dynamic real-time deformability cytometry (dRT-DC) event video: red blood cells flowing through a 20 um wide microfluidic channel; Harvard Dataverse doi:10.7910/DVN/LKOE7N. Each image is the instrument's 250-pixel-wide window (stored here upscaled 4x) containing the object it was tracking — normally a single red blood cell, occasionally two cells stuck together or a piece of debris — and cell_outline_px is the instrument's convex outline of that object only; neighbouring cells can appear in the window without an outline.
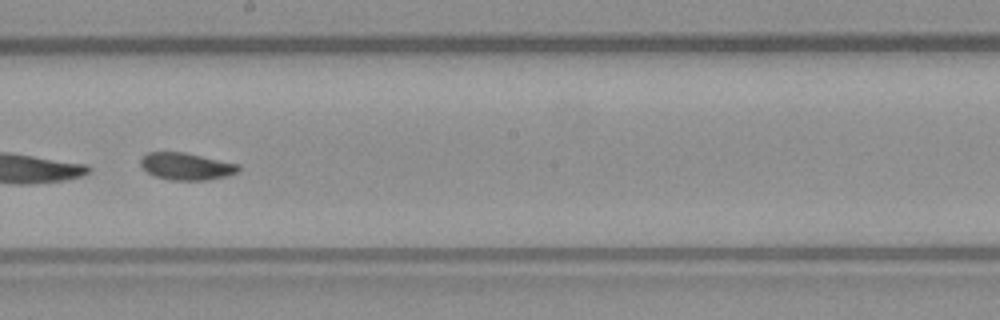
{"species": "common noctule bat (a hibernating species)", "species_latin": "Nyctalus noctula", "temperature_condition": "warm", "stored_images_in_passage": 9, "camera_frame_rate_fps": 3000, "um_per_image_px": 0.085, "animal": {"sex": "male", "body_mass_g": 23.1, "forearm_length_mm": 52.7}, "frame": {"image": 1, "passage_image": 7, "time_ms": 2.0, "image_size_px": [1000, 320], "cell_outline_px": [[240, 172], [228, 176], [208, 180], [172, 180], [156, 176], [148, 172], [140, 164], [140, 160], [148, 152], [184, 152], [240, 164]], "centroid_in_image_um": [15.9, 14.14], "position_along_channel_um": 232.3, "area_um2": 15.49}}
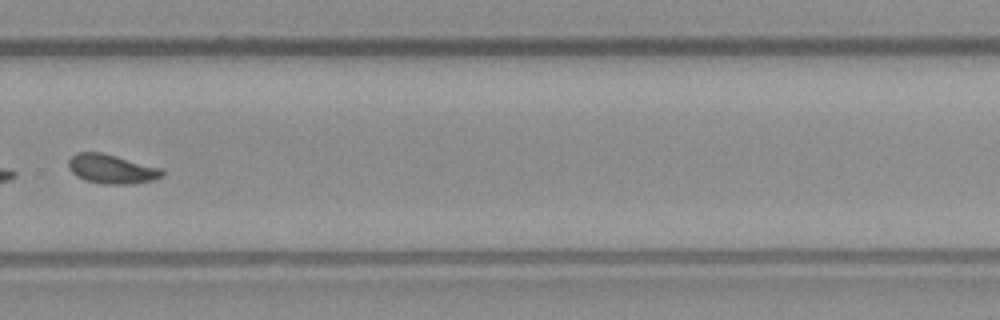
{"frame": {"image": 2, "passage_image": 9, "time_ms": 2.667, "image_size_px": [1000, 320], "cell_outline_px": [[164, 176], [156, 180], [132, 184], [104, 184], [84, 180], [76, 176], [68, 168], [68, 160], [76, 152], [100, 152], [164, 168]], "centroid_in_image_um": [9.53, 14.37], "position_along_channel_um": 320.3, "area_um2": 16.24}}